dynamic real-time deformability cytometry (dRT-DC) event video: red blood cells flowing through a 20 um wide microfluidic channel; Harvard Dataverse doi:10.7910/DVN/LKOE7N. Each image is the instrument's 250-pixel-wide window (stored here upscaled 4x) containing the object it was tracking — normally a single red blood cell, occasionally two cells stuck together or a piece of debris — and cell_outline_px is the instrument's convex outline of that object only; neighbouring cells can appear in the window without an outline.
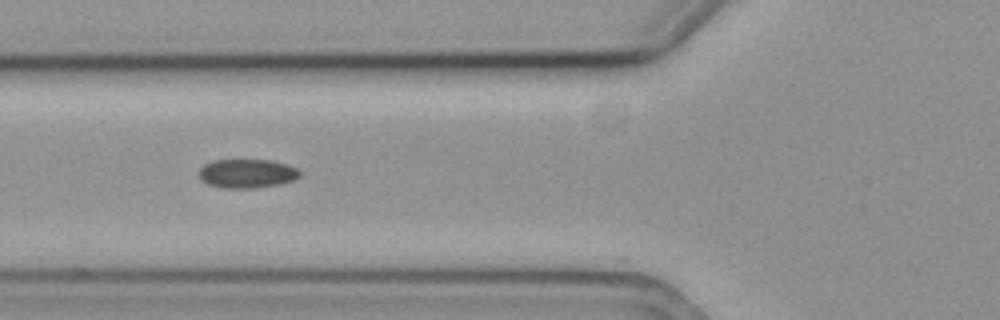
{"species": "common noctule bat (a hibernating species)", "species_latin": "Nyctalus noctula", "temperature_condition": "cold", "stored_images_in_passage": 43, "camera_frame_rate_fps": 3000, "um_per_image_px": 0.085, "animal": {"sex": "female", "body_mass_g": 19.3, "forearm_length_mm": 54.1}, "frame": {"image": 1, "passage_image": 8, "time_ms": 2.333, "image_size_px": [1000, 320], "cell_outline_px": [[300, 176], [292, 180], [280, 184], [256, 188], [224, 188], [208, 184], [200, 180], [200, 168], [204, 164], [212, 160], [272, 160], [288, 164], [296, 168], [300, 172]], "centroid_in_image_um": [20.99, 14.74], "position_along_channel_um": 104.8, "area_um2": 17.05}}
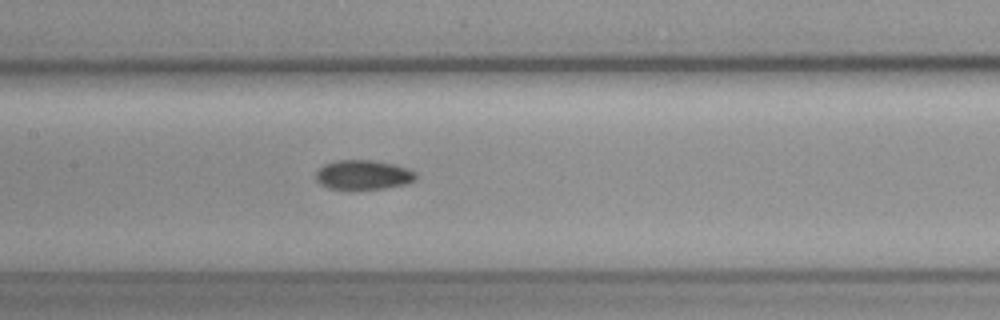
{"frame": {"image": 2, "passage_image": 14, "time_ms": 4.333, "image_size_px": [1000, 320], "cell_outline_px": [[416, 180], [404, 184], [384, 188], [328, 188], [320, 184], [316, 180], [316, 172], [324, 164], [336, 160], [372, 160], [392, 164], [408, 168], [416, 172]], "centroid_in_image_um": [30.87, 14.84], "position_along_channel_um": 176.5, "area_um2": 16.94}}
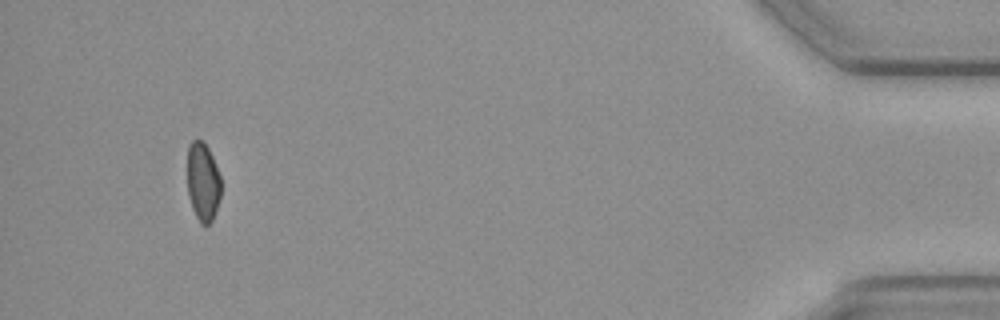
{"frame": {"image": 3, "passage_image": 41, "time_ms": 13.333, "image_size_px": [1000, 320], "cell_outline_px": [[220, 196], [212, 220], [204, 228], [200, 224], [192, 208], [188, 196], [188, 144], [192, 140], [200, 140], [208, 148], [212, 156], [220, 176]], "centroid_in_image_um": [17.23, 15.48], "position_along_channel_um": 418.0, "area_um2": 15.32}, "authors_computed_cell_mechanics": {"area_um2": 17.051, "velocity_mm_per_s": 3.5647, "shape_relaxation_time_tau1_ms": null, "shape_relaxation_time_tau2_ms": 8.1584, "deformation_change_tau1": null, "deformation_change_tau2": 0.0837}}